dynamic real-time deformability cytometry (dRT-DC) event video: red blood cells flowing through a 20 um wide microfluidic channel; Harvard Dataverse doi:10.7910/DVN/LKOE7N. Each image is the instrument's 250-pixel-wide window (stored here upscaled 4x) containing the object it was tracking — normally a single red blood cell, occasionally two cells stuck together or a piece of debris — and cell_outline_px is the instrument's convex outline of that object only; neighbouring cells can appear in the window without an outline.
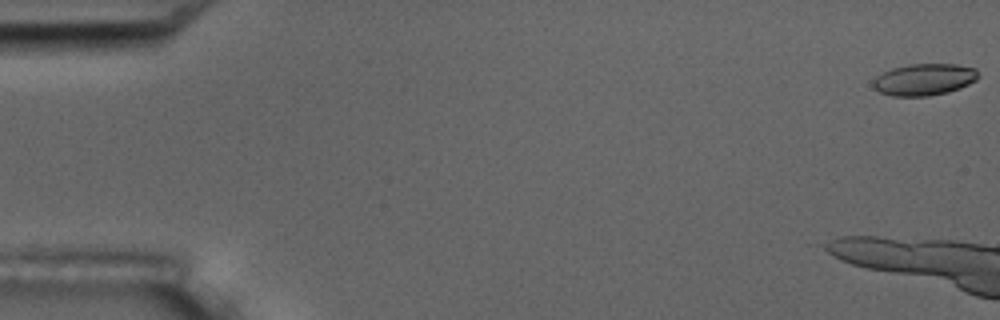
{"species": "common noctule bat (a hibernating species)", "species_latin": "Nyctalus noctula", "temperature_condition": "room temperature", "stored_images_in_passage": 8, "camera_frame_rate_fps": 3000, "um_per_image_px": 0.085, "animal": {"sex": "male", "body_mass_g": 17.5, "forearm_length_mm": 52.3}, "frame": {"image": 1, "passage_image": 1, "time_ms": 0.0, "image_size_px": [1000, 320], "cell_outline_px": [[980, 76], [976, 80], [960, 88], [948, 92], [928, 96], [892, 96], [880, 92], [872, 84], [872, 80], [876, 76], [892, 68], [908, 64], [956, 64], [976, 68]], "centroid_in_image_um": [78.57, 6.75], "position_along_channel_um": 6.4, "area_um2": 19.54}}